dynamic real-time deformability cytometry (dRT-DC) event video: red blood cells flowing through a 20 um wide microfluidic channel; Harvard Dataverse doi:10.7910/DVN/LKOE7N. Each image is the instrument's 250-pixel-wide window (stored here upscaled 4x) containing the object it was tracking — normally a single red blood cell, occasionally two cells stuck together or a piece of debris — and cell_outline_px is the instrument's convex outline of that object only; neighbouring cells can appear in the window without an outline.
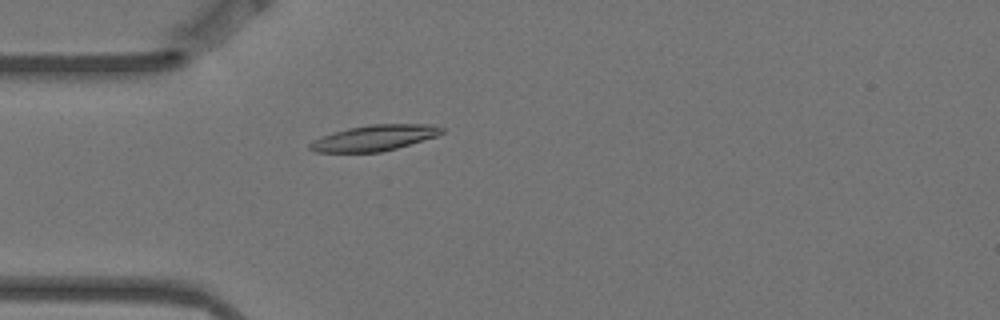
{"species": "Egyptian fruit bat (a non-hibernating species)", "species_latin": "Rousettus aegyptiacus", "temperature_condition": "warm", "stored_images_in_passage": 4, "camera_frame_rate_fps": 3000, "um_per_image_px": 0.085, "animal": {"sex": "female"}, "frame": {"image": 1, "passage_image": 4, "time_ms": 1.0, "image_size_px": [1000, 320], "cell_outline_px": [[444, 132], [436, 136], [396, 148], [380, 152], [316, 152], [308, 148], [308, 144], [312, 140], [320, 136], [348, 128], [372, 124], [432, 124], [444, 128]], "centroid_in_image_um": [31.79, 11.72], "position_along_channel_um": 53.2, "area_um2": 19.77}}